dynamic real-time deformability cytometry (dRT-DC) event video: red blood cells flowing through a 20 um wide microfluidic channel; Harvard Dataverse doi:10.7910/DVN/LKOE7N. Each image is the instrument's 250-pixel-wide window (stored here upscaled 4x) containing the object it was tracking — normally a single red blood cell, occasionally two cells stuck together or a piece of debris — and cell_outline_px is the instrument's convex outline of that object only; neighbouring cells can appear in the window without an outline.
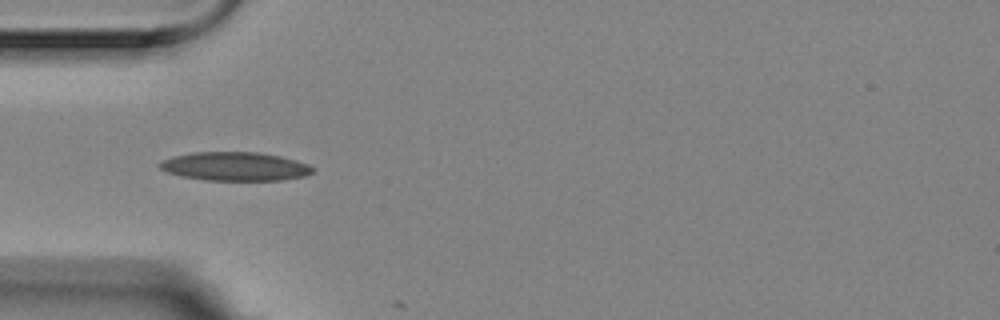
{"species": "Egyptian fruit bat (a non-hibernating species)", "species_latin": "Rousettus aegyptiacus", "temperature_condition": "room temperature", "stored_images_in_passage": 3, "camera_frame_rate_fps": 3000, "um_per_image_px": 0.085, "animal": {"sex": "female"}, "frame": {"image": 1, "passage_image": 1, "time_ms": 0.0, "image_size_px": [1000, 320], "cell_outline_px": [[316, 168], [312, 172], [304, 176], [280, 180], [204, 180], [180, 176], [168, 172], [160, 168], [160, 164], [164, 160], [172, 156], [192, 152], [256, 152], [280, 156], [296, 160], [308, 164]], "centroid_in_image_um": [19.99, 14.14], "position_along_channel_um": 65.0, "area_um2": 25.49}}